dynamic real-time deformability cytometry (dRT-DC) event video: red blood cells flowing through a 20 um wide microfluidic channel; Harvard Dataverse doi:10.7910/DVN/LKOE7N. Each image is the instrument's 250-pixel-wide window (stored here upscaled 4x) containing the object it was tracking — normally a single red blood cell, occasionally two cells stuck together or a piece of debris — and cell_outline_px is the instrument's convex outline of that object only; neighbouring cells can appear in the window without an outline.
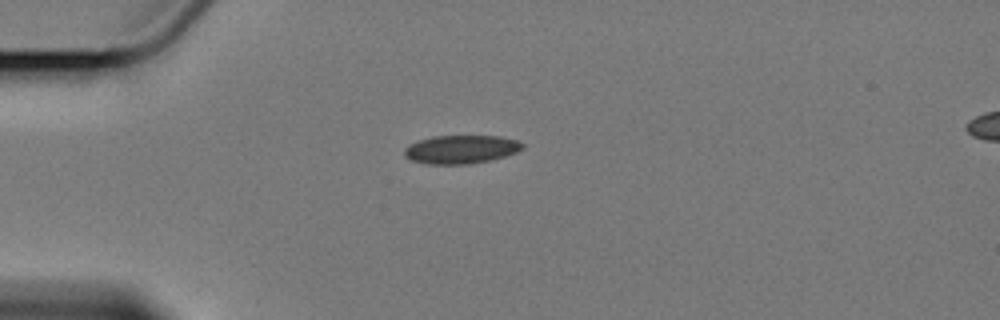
{"species": "Egyptian fruit bat (a non-hibernating species)", "species_latin": "Rousettus aegyptiacus", "temperature_condition": "cold", "stored_images_in_passage": 5, "camera_frame_rate_fps": 3000, "um_per_image_px": 0.085, "animal": {"sex": "female"}, "frame": {"image": 1, "passage_image": 1, "time_ms": 0.0, "image_size_px": [1000, 320], "cell_outline_px": [[524, 148], [516, 152], [492, 160], [468, 164], [424, 164], [412, 160], [404, 156], [404, 148], [408, 144], [416, 140], [432, 136], [500, 136], [516, 140], [524, 144]], "centroid_in_image_um": [39.15, 12.69], "position_along_channel_um": 45.9, "area_um2": 19.77}}
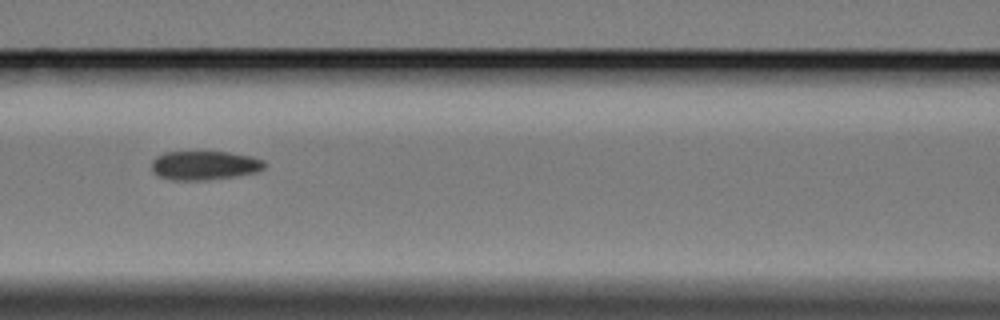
{"frame": {"image": 2, "passage_image": 4, "time_ms": 3.667, "image_size_px": [1000, 320], "cell_outline_px": [[264, 168], [256, 172], [236, 176], [204, 180], [172, 180], [156, 176], [152, 172], [152, 160], [156, 156], [164, 152], [228, 152], [252, 156], [264, 160]], "centroid_in_image_um": [17.34, 14.06], "position_along_channel_um": 149.3, "area_um2": 19.19}}
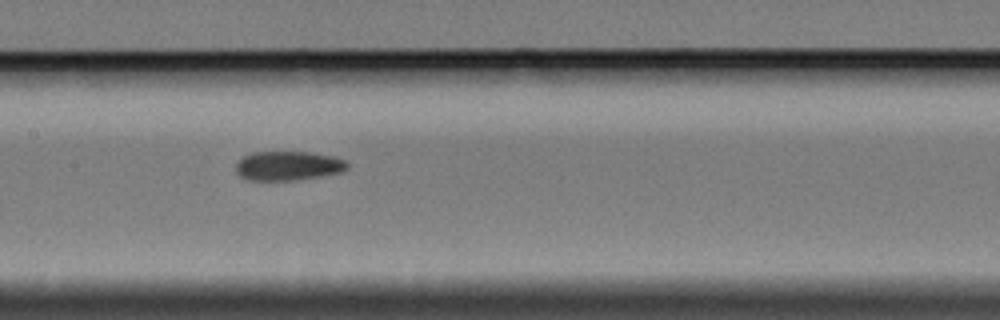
{"frame": {"image": 3, "passage_image": 5, "time_ms": 4.667, "image_size_px": [1000, 320], "cell_outline_px": [[348, 168], [340, 172], [320, 176], [292, 180], [248, 180], [240, 176], [236, 172], [236, 164], [244, 156], [252, 152], [312, 152], [332, 156], [344, 160], [348, 164]], "centroid_in_image_um": [24.47, 14.09], "position_along_channel_um": 182.9, "area_um2": 18.84}}